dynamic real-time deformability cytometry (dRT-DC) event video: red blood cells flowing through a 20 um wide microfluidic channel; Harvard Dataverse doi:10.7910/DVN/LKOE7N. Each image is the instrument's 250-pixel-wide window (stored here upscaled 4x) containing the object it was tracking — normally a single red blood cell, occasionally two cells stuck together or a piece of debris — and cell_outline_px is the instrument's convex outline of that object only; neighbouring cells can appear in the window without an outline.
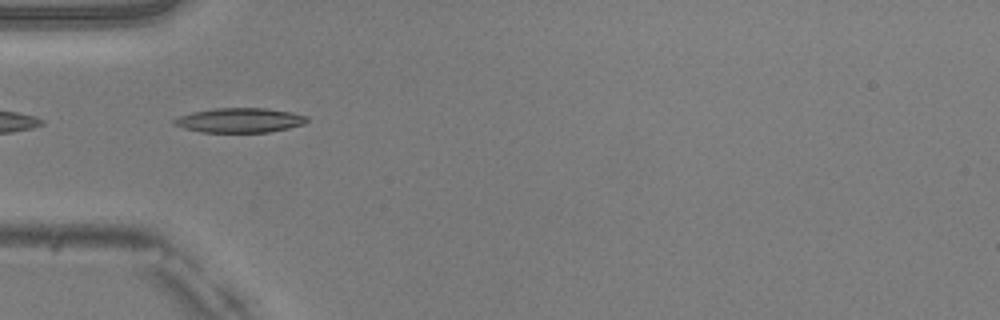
{"species": "common noctule bat (a hibernating species)", "species_latin": "Nyctalus noctula", "temperature_condition": "warm", "stored_images_in_passage": 35, "camera_frame_rate_fps": 3000, "um_per_image_px": 0.085, "animal": {"sex": "male", "body_mass_g": 20.5, "forearm_length_mm": 52.5}, "frame": {"image": 1, "passage_image": 1, "time_ms": 0.0, "image_size_px": [1000, 320], "cell_outline_px": [[308, 120], [304, 124], [288, 128], [268, 132], [200, 132], [184, 128], [172, 124], [172, 120], [180, 116], [192, 112], [216, 108], [264, 108], [292, 112], [308, 116]], "centroid_in_image_um": [20.37, 10.22], "position_along_channel_um": 64.6, "area_um2": 19.02}}
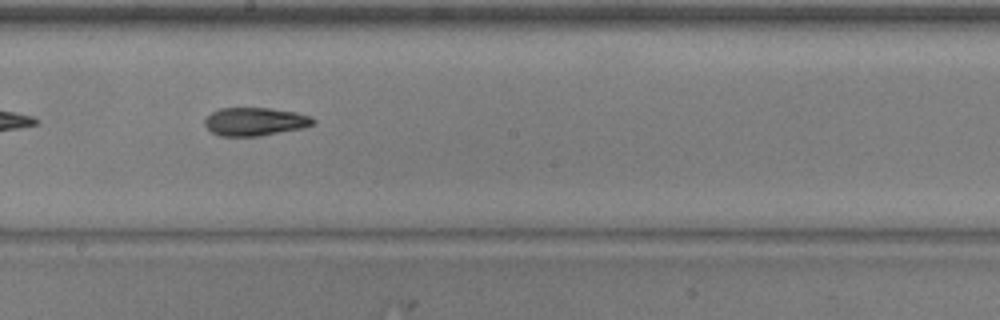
{"frame": {"image": 2, "passage_image": 13, "time_ms": 4.0, "image_size_px": [1000, 320], "cell_outline_px": [[316, 120], [312, 124], [300, 128], [260, 136], [220, 136], [212, 132], [204, 124], [204, 120], [212, 112], [220, 108], [268, 108], [296, 112], [312, 116]], "centroid_in_image_um": [21.66, 10.33], "position_along_channel_um": 226.5, "area_um2": 17.69}}
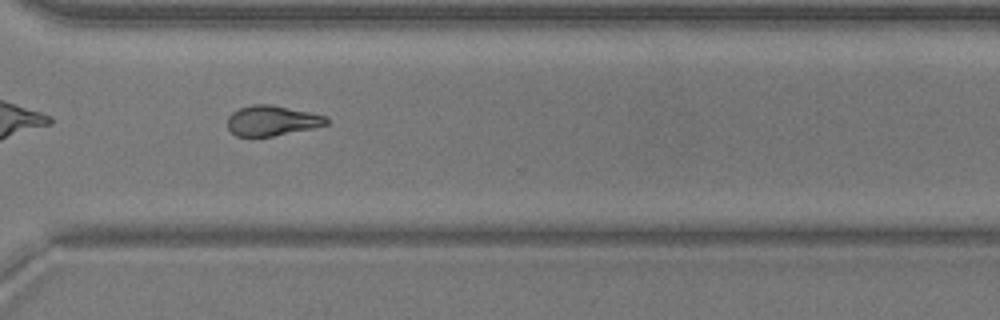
{"frame": {"image": 3, "passage_image": 22, "time_ms": 7.0, "image_size_px": [1000, 320], "cell_outline_px": [[328, 124], [312, 128], [252, 140], [236, 136], [228, 128], [228, 116], [232, 112], [240, 108], [252, 104], [268, 104], [312, 112], [324, 116], [328, 120]], "centroid_in_image_um": [23.06, 10.29], "position_along_channel_um": 347.5, "area_um2": 17.74}, "authors_computed_cell_mechanics": {"area_um2": 17.9758, "velocity_mm_per_s": 4.0546, "shape_relaxation_time_tau1_ms": 7.3617, "shape_relaxation_time_tau2_ms": 4.3456, "deformation_change_tau1": 0.2164, "deformation_change_tau2": 0.1002}}